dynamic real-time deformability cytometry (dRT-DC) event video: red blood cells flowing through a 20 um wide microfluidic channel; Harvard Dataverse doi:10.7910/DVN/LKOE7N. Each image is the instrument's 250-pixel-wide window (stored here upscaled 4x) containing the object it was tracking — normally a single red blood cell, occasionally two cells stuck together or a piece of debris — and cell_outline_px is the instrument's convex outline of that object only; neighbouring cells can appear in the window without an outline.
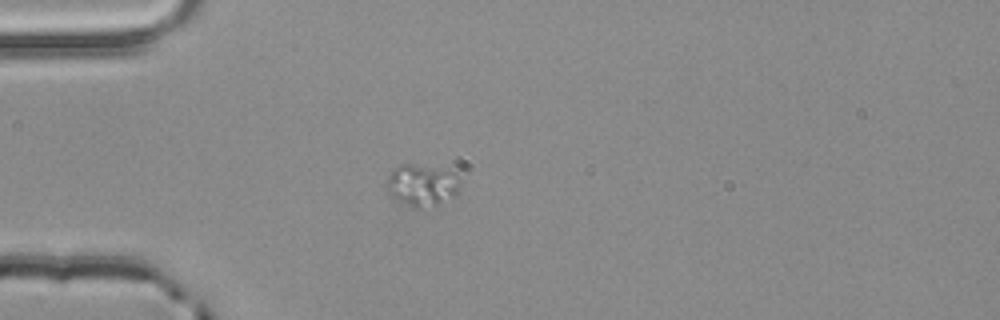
{"species": "common noctule bat (a hibernating species)", "species_latin": "Nyctalus noctula", "temperature_condition": "room temperature", "stored_images_in_passage": 3, "camera_frame_rate_fps": 3000, "um_per_image_px": 0.085, "animal": {"sex": "male", "body_mass_g": 20.4}, "frame": {"image": 1, "passage_image": 3, "time_ms": 0.667, "image_size_px": [1000, 320], "cell_outline_px": [[456, 192], [452, 196], [436, 208], [412, 208], [384, 192], [384, 188], [388, 176], [392, 168], [400, 164], [408, 164], [452, 172], [456, 176]], "centroid_in_image_um": [35.73, 15.8], "position_along_channel_um": 49.3, "area_um2": 17.74}}